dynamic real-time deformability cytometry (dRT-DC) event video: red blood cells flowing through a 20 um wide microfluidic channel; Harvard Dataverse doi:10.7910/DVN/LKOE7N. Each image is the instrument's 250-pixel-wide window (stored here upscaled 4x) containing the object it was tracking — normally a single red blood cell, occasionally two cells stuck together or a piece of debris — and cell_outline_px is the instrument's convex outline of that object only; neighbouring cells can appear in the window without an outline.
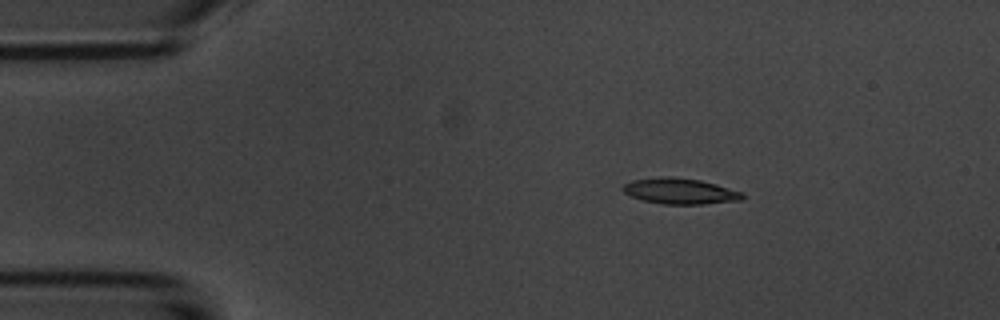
{"species": "common noctule bat (a hibernating species)", "species_latin": "Nyctalus noctula", "temperature_condition": "room temperature", "stored_images_in_passage": 3, "camera_frame_rate_fps": 3000, "um_per_image_px": 0.085, "animal": {"sex": "male", "body_mass_g": 20.1, "forearm_length_mm": 53.5}, "frame": {"image": 1, "passage_image": 2, "time_ms": 1.333, "image_size_px": [1000, 320], "cell_outline_px": [[744, 196], [740, 200], [704, 204], [664, 204], [640, 200], [624, 192], [620, 188], [624, 184], [632, 180], [660, 176], [668, 176], [700, 180], [716, 184], [744, 192]], "centroid_in_image_um": [57.78, 16.24], "position_along_channel_um": 27.2, "area_um2": 18.09}}